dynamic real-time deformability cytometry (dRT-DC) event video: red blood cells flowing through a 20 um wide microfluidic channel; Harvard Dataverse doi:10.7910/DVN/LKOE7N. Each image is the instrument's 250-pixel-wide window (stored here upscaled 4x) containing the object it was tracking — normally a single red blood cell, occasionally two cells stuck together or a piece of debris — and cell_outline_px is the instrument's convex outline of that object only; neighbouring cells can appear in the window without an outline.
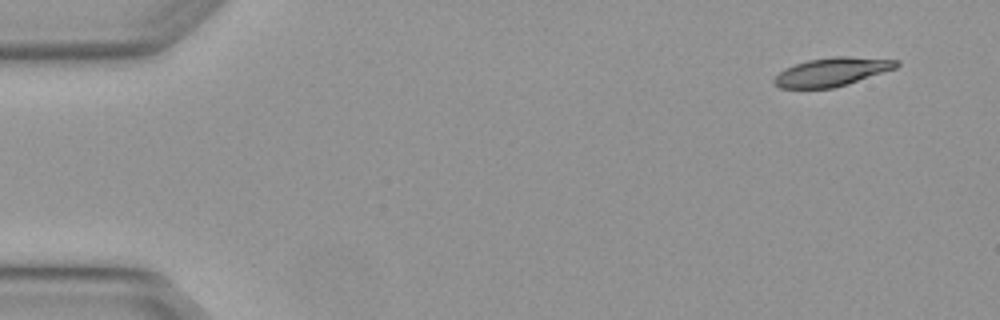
{"species": "Egyptian fruit bat (a non-hibernating species)", "species_latin": "Rousettus aegyptiacus", "temperature_condition": "warm", "stored_images_in_passage": 4, "camera_frame_rate_fps": 3000, "um_per_image_px": 0.085, "animal": {"sex": "female"}, "frame": {"image": 1, "passage_image": 1, "time_ms": 0.0, "image_size_px": [1000, 320], "cell_outline_px": [[900, 64], [896, 68], [848, 84], [832, 88], [780, 88], [772, 84], [772, 80], [784, 68], [808, 60], [832, 56], [848, 56], [900, 60]], "centroid_in_image_um": [70.71, 6.11], "position_along_channel_um": 14.3, "area_um2": 20.4}}
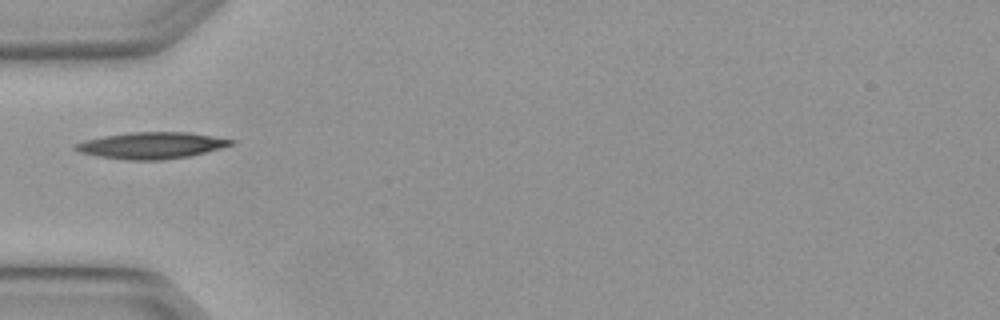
{"frame": {"image": 2, "passage_image": 4, "time_ms": 1.0, "image_size_px": [1000, 320], "cell_outline_px": [[236, 144], [188, 156], [164, 160], [128, 160], [96, 156], [80, 152], [72, 148], [76, 144], [84, 140], [104, 136], [132, 132], [188, 132], [236, 140]], "centroid_in_image_um": [12.88, 12.36], "position_along_channel_um": 72.1, "area_um2": 23.99}}